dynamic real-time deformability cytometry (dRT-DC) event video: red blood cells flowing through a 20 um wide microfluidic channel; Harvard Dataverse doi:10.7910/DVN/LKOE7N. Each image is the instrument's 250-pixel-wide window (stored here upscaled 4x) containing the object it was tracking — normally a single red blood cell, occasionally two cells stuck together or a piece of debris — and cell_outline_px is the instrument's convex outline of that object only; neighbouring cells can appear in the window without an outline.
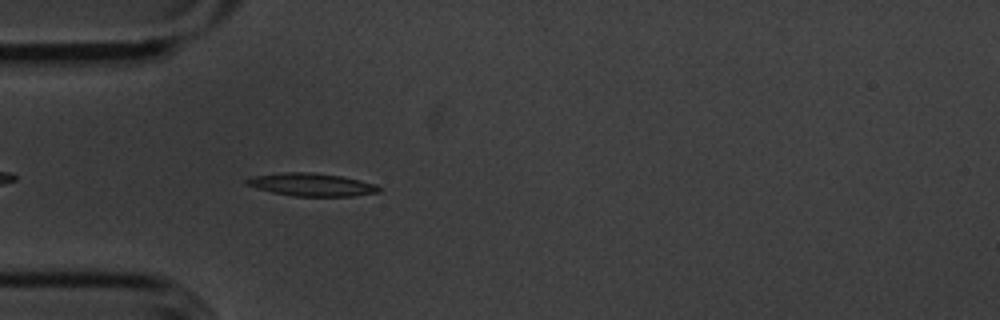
{"species": "common noctule bat (a hibernating species)", "species_latin": "Nyctalus noctula", "temperature_condition": "cold", "stored_images_in_passage": 43, "camera_frame_rate_fps": 3000, "um_per_image_px": 0.085, "animal": {"sex": "male", "body_mass_g": 20.1, "forearm_length_mm": 53.5}, "frame": {"image": 1, "passage_image": 4, "time_ms": 1.0, "image_size_px": [1000, 320], "cell_outline_px": [[384, 188], [380, 192], [352, 196], [296, 196], [272, 192], [256, 188], [244, 184], [244, 180], [248, 176], [284, 172], [312, 172], [340, 176], [360, 180], [376, 184]], "centroid_in_image_um": [26.46, 15.68], "position_along_channel_um": 58.5, "area_um2": 17.86}}
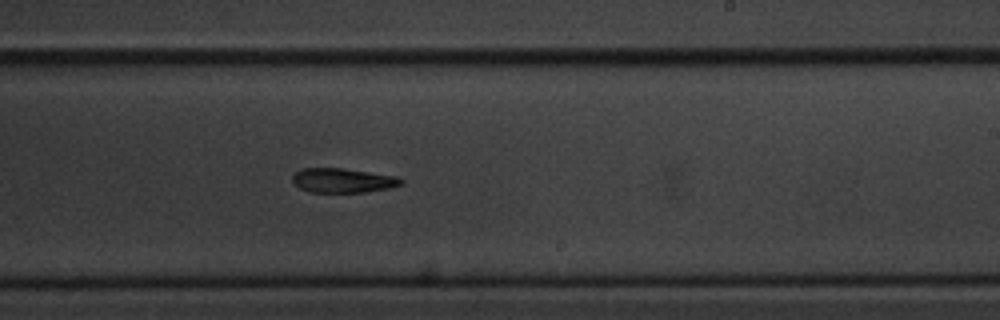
{"frame": {"image": 2, "passage_image": 21, "time_ms": 6.667, "image_size_px": [1000, 320], "cell_outline_px": [[404, 180], [400, 184], [388, 188], [364, 192], [308, 192], [292, 184], [292, 176], [300, 168], [344, 168], [396, 176]], "centroid_in_image_um": [29.08, 15.33], "position_along_channel_um": 259.9, "area_um2": 15.49}}
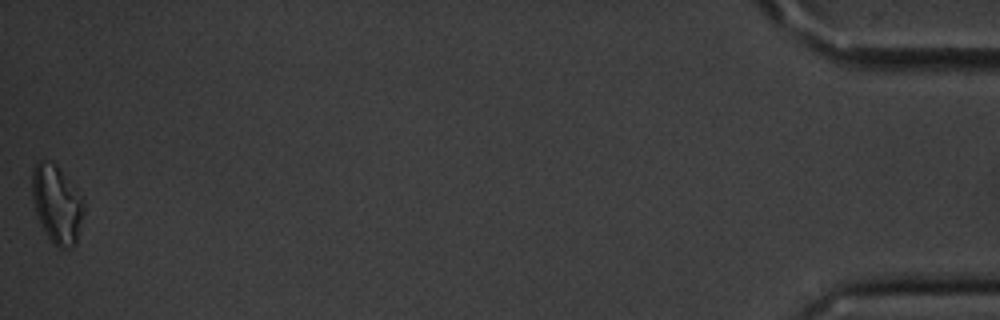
{"frame": {"image": 3, "passage_image": 43, "time_ms": 14.0, "image_size_px": [1000, 320], "cell_outline_px": [[84, 212], [76, 244], [68, 248], [60, 248], [52, 244], [40, 224], [32, 200], [32, 168], [40, 160], [44, 160], [56, 164], [76, 188], [84, 200]], "centroid_in_image_um": [4.83, 17.36], "position_along_channel_um": 430.4, "area_um2": 23.7}, "authors_computed_cell_mechanics": {"area_um2": 16.5308, "velocity_mm_per_s": 3.6134, "shape_relaxation_time_tau1_ms": 4.8529, "shape_relaxation_time_tau2_ms": null, "deformation_change_tau1": 0.1547, "deformation_change_tau2": null}}